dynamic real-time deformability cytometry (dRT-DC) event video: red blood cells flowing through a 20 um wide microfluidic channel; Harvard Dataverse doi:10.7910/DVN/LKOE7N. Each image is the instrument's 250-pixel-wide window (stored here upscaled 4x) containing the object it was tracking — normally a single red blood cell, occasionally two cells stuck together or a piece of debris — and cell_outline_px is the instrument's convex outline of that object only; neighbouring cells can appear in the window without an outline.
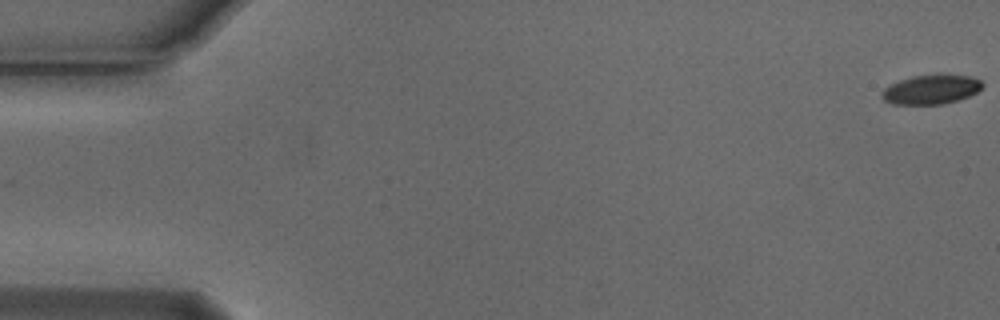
{"species": "Egyptian fruit bat (a non-hibernating species)", "species_latin": "Rousettus aegyptiacus", "temperature_condition": "cold", "stored_images_in_passage": 55, "camera_frame_rate_fps": 3000, "um_per_image_px": 0.085, "animal": {"sex": "male"}, "frame": {"image": 1, "passage_image": 1, "time_ms": 0.0, "image_size_px": [1000, 320], "cell_outline_px": [[984, 84], [976, 92], [968, 96], [944, 104], [892, 104], [884, 100], [880, 96], [884, 88], [900, 80], [912, 76], [936, 72], [940, 72], [972, 76], [980, 80]], "centroid_in_image_um": [79.16, 7.56], "position_along_channel_um": 5.8, "area_um2": 17.63}}
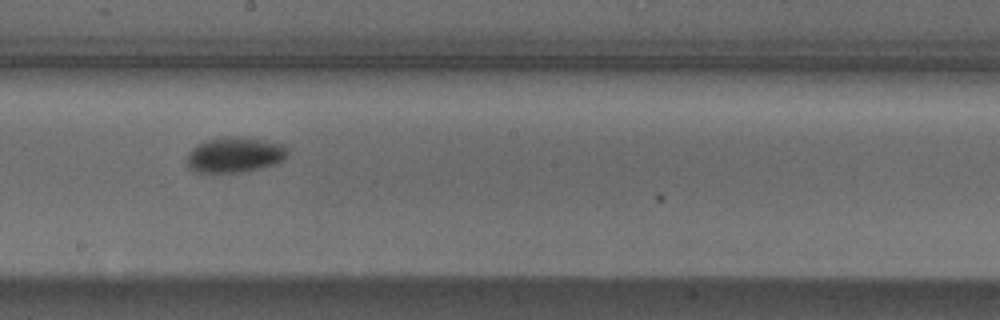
{"frame": {"image": 2, "passage_image": 31, "time_ms": 10.0, "image_size_px": [1000, 320], "cell_outline_px": [[288, 156], [284, 160], [276, 164], [244, 172], [192, 172], [188, 168], [184, 160], [188, 152], [196, 144], [208, 140], [224, 136], [244, 136], [288, 144]], "centroid_in_image_um": [19.97, 13.14], "position_along_channel_um": 228.2, "area_um2": 21.56}}
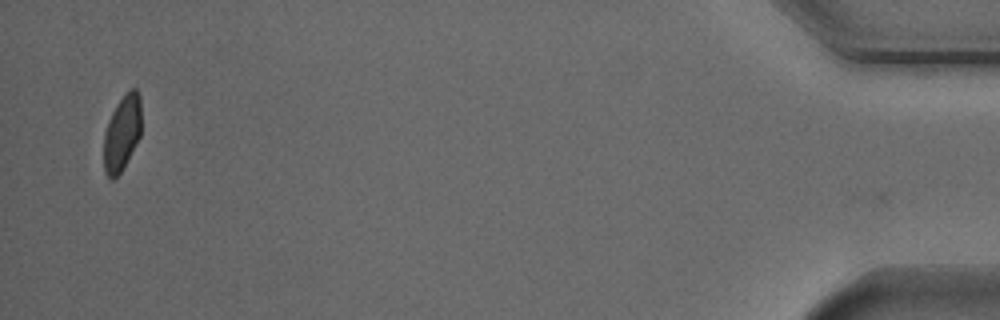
{"frame": {"image": 3, "passage_image": 54, "time_ms": 17.667, "image_size_px": [1000, 320], "cell_outline_px": [[140, 136], [120, 172], [112, 180], [108, 176], [104, 168], [104, 132], [108, 120], [116, 104], [124, 92], [128, 88], [136, 88], [140, 96]], "centroid_in_image_um": [10.36, 11.23], "position_along_channel_um": 424.8, "area_um2": 16.42}, "authors_computed_cell_mechanics": {"area_um2": 18.4382, "velocity_mm_per_s": 3.754, "shape_relaxation_time_tau1_ms": 2.6369, "shape_relaxation_time_tau2_ms": null, "deformation_change_tau1": 0.0993, "deformation_change_tau2": null}}